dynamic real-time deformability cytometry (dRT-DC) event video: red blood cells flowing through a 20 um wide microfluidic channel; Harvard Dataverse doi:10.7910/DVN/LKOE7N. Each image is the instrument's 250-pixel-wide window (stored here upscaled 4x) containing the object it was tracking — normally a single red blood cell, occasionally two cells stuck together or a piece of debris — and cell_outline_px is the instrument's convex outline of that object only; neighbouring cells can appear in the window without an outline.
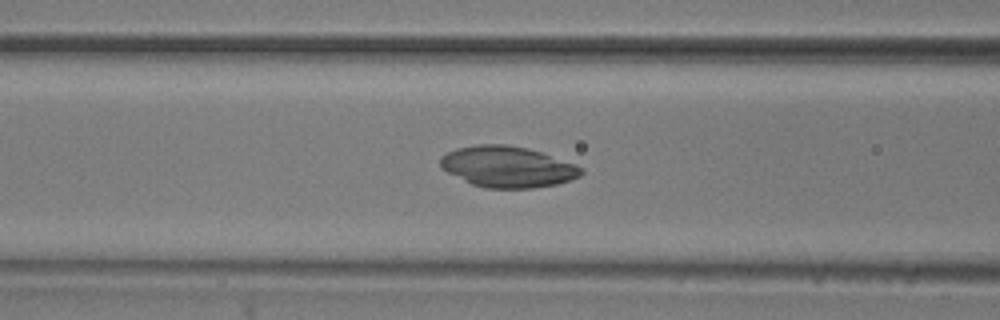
{"species": "common noctule bat (a hibernating species)", "species_latin": "Nyctalus noctula", "temperature_condition": "room temperature", "stored_images_in_passage": 22, "camera_frame_rate_fps": 3000, "um_per_image_px": 0.085, "animal": {"sex": "male", "body_mass_g": 20.5, "forearm_length_mm": 52.5}, "frame": {"image": 1, "passage_image": 13, "time_ms": 4.0, "image_size_px": [1000, 320], "cell_outline_px": [[584, 172], [580, 176], [556, 184], [532, 188], [484, 188], [472, 184], [440, 168], [440, 156], [456, 148], [476, 144], [508, 144], [528, 148], [576, 164]], "centroid_in_image_um": [43.11, 14.16], "position_along_channel_um": 123.5, "area_um2": 33.64}}
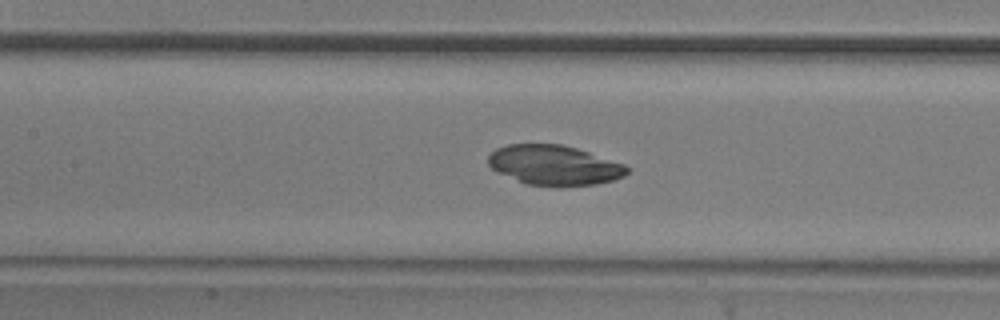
{"frame": {"image": 2, "passage_image": 16, "time_ms": 5.0, "image_size_px": [1000, 320], "cell_outline_px": [[628, 172], [624, 176], [612, 180], [596, 184], [560, 188], [528, 184], [500, 172], [492, 168], [488, 164], [488, 156], [496, 148], [508, 144], [560, 144], [576, 148], [624, 164], [628, 168]], "centroid_in_image_um": [47.12, 14.05], "position_along_channel_um": 160.3, "area_um2": 32.19}}
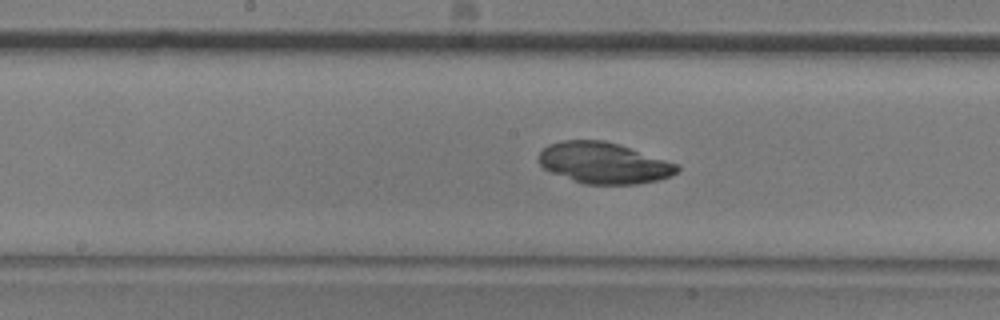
{"frame": {"image": 3, "passage_image": 19, "time_ms": 6.0, "image_size_px": [1000, 320], "cell_outline_px": [[680, 168], [672, 176], [660, 180], [636, 184], [584, 184], [552, 172], [544, 168], [540, 164], [540, 152], [548, 144], [564, 140], [604, 140], [620, 144], [676, 164]], "centroid_in_image_um": [51.33, 13.85], "position_along_channel_um": 196.9, "area_um2": 32.89}}